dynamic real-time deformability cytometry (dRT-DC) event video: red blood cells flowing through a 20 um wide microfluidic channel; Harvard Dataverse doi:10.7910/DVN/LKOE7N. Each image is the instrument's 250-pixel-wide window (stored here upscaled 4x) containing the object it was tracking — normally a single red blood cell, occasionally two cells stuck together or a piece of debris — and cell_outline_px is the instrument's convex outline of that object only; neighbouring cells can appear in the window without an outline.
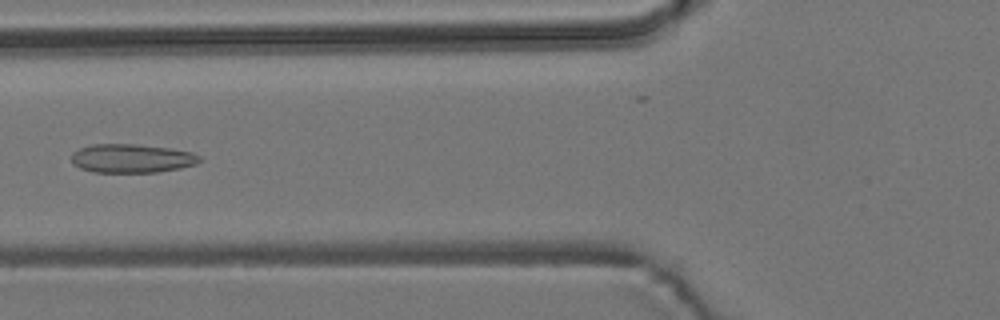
{"species": "common noctule bat (a hibernating species)", "species_latin": "Nyctalus noctula", "temperature_condition": "room temperature", "stored_images_in_passage": 5, "camera_frame_rate_fps": 3000, "um_per_image_px": 0.085, "animal": {"sex": "male", "body_mass_g": 19.2, "forearm_length_mm": 51.8}, "frame": {"image": 1, "passage_image": 5, "time_ms": 1.333, "image_size_px": [1000, 320], "cell_outline_px": [[200, 160], [196, 164], [180, 168], [156, 172], [92, 172], [80, 168], [72, 164], [72, 152], [80, 148], [92, 144], [136, 144], [168, 148], [192, 152], [200, 156]], "centroid_in_image_um": [11.17, 13.46], "position_along_channel_um": 114.6, "area_um2": 21.44}}